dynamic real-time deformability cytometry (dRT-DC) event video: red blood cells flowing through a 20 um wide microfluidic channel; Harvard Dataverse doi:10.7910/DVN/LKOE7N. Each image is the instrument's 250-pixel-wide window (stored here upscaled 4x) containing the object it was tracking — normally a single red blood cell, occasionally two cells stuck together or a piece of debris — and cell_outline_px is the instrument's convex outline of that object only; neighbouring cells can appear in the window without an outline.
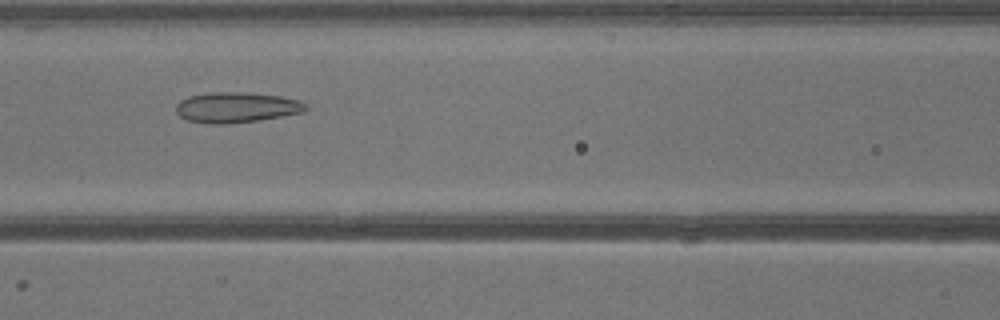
{"species": "common noctule bat (a hibernating species)", "species_latin": "Nyctalus noctula", "temperature_condition": "warm", "stored_images_in_passage": 39, "camera_frame_rate_fps": 3000, "um_per_image_px": 0.085, "animal": {"sex": "male", "body_mass_g": 13.3}, "frame": {"image": 1, "passage_image": 17, "time_ms": 5.333, "image_size_px": [1000, 320], "cell_outline_px": [[308, 108], [304, 112], [260, 120], [224, 124], [208, 124], [188, 120], [180, 116], [176, 112], [176, 104], [180, 100], [188, 96], [212, 92], [248, 92], [280, 96], [300, 100]], "centroid_in_image_um": [20.09, 9.12], "position_along_channel_um": 146.5, "area_um2": 23.12}}
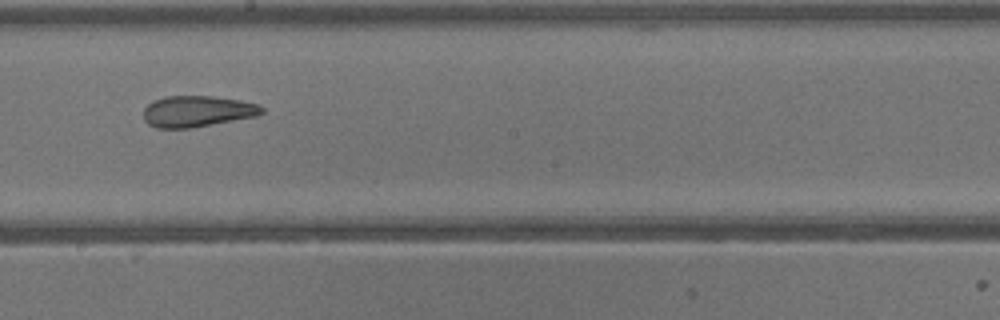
{"frame": {"image": 2, "passage_image": 22, "time_ms": 7.0, "image_size_px": [1000, 320], "cell_outline_px": [[264, 112], [256, 116], [188, 128], [156, 128], [148, 124], [144, 120], [144, 108], [148, 104], [164, 96], [212, 96], [240, 100], [260, 104], [264, 108]], "centroid_in_image_um": [16.77, 9.45], "position_along_channel_um": 231.4, "area_um2": 21.39}}
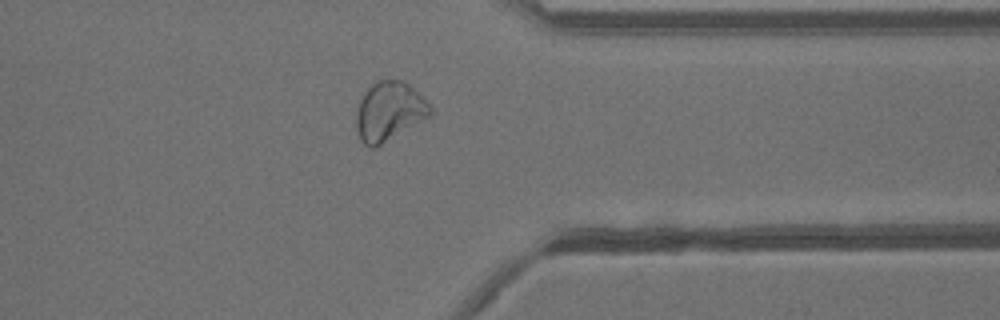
{"frame": {"image": 3, "passage_image": 31, "time_ms": 10.0, "image_size_px": [1000, 320], "cell_outline_px": [[432, 112], [424, 120], [376, 148], [372, 148], [364, 144], [360, 140], [356, 128], [356, 112], [360, 100], [364, 92], [376, 80], [404, 80], [432, 108]], "centroid_in_image_um": [33.04, 9.49], "position_along_channel_um": 378.4, "area_um2": 25.37}}